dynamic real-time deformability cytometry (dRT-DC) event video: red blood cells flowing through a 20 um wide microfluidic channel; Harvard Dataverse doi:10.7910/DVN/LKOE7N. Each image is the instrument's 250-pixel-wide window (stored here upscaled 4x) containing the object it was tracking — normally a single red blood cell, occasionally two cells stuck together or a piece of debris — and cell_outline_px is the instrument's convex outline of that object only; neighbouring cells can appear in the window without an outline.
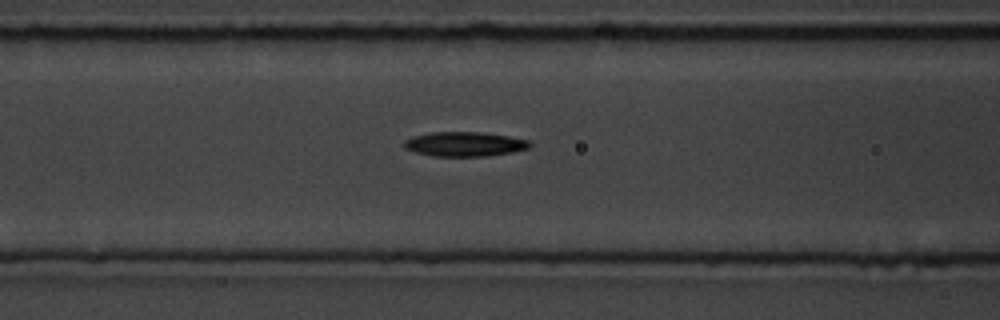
{"species": "common noctule bat (a hibernating species)", "species_latin": "Nyctalus noctula", "temperature_condition": "room temperature", "stored_images_in_passage": 6, "camera_frame_rate_fps": 3000, "um_per_image_px": 0.085, "animal": {"sex": "male", "body_mass_g": 19.5, "forearm_length_mm": 54.6}, "frame": {"image": 1, "passage_image": 6, "time_ms": 6.667, "image_size_px": [1000, 320], "cell_outline_px": [[532, 144], [528, 148], [512, 152], [488, 156], [432, 156], [416, 152], [404, 148], [404, 140], [412, 136], [428, 132], [480, 132], [508, 136], [532, 140]], "centroid_in_image_um": [39.49, 12.24], "position_along_channel_um": 127.1, "area_um2": 18.09}}